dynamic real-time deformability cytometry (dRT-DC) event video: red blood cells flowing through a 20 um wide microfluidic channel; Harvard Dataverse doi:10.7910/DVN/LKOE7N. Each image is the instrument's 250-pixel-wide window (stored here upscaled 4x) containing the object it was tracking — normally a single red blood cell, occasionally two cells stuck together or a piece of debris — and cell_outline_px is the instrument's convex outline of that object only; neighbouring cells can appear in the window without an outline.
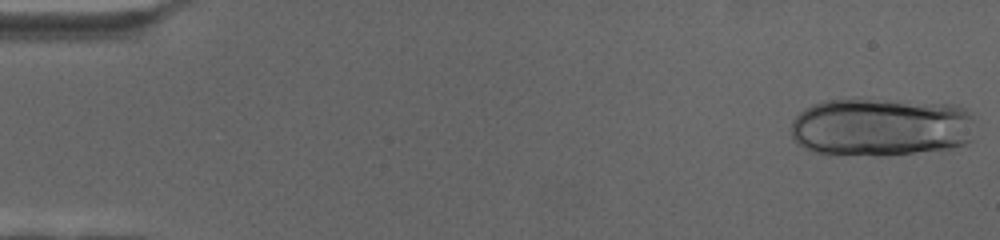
{"species": "human", "species_latin": "Homo sapiens", "temperature_condition": "cold", "stored_images_in_passage": 23, "camera_frame_rate_fps": 3000, "um_per_image_px": 0.085, "donor": {"sex": "female"}, "frame": {"image": 1, "passage_image": 1, "time_ms": 0.0, "image_size_px": [1000, 240], "cell_outline_px": [[972, 140], [964, 144], [952, 148], [888, 156], [876, 156], [816, 152], [800, 144], [792, 136], [792, 120], [804, 108], [812, 104], [824, 100], [868, 100], [956, 104], [964, 108], [972, 116]], "centroid_in_image_um": [74.92, 10.81], "position_along_channel_um": 10.1, "area_um2": 62.54}}
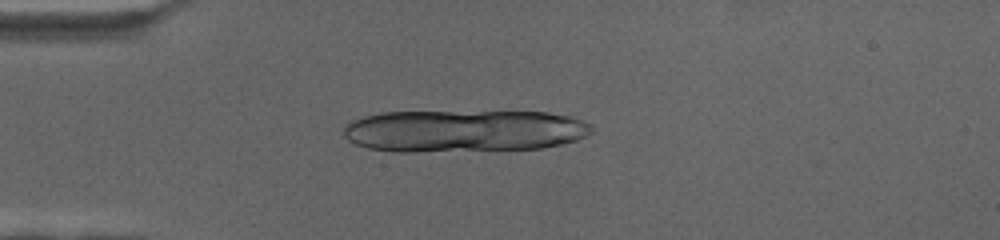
{"frame": {"image": 2, "passage_image": 17, "time_ms": 5.333, "image_size_px": [1000, 240], "cell_outline_px": [[592, 132], [576, 140], [544, 148], [416, 152], [392, 152], [368, 148], [356, 144], [348, 140], [344, 136], [344, 128], [352, 120], [364, 116], [380, 112], [548, 112], [572, 116], [592, 124]], "centroid_in_image_um": [39.43, 11.13], "position_along_channel_um": 45.6, "area_um2": 61.33}}